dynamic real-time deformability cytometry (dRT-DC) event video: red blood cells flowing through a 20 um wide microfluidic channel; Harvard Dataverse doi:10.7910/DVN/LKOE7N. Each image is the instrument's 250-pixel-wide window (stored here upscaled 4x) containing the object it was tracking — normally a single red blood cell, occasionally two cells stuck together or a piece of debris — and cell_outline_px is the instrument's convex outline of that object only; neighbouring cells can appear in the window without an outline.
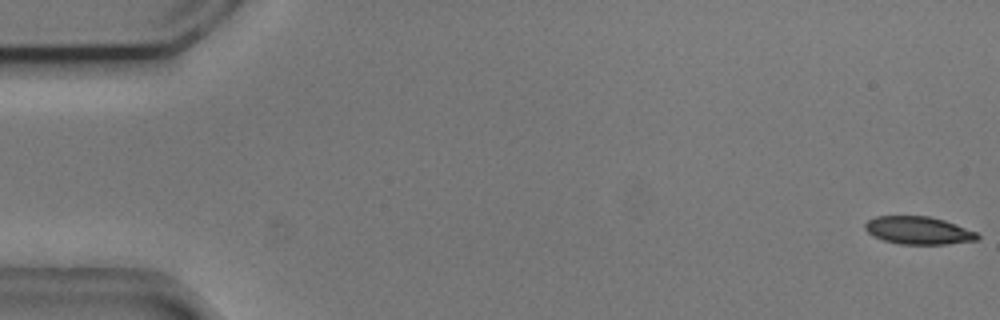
{"species": "common noctule bat (a hibernating species)", "species_latin": "Nyctalus noctula", "temperature_condition": "cold", "stored_images_in_passage": 14, "camera_frame_rate_fps": 3000, "um_per_image_px": 0.085, "animal": {"sex": "male", "body_mass_g": 20.5, "forearm_length_mm": 52.5}, "frame": {"image": 1, "passage_image": 1, "time_ms": 0.0, "image_size_px": [1000, 320], "cell_outline_px": [[980, 236], [976, 240], [948, 244], [900, 244], [884, 240], [872, 236], [864, 228], [864, 224], [868, 220], [876, 216], [928, 216], [944, 220], [956, 224], [976, 232]], "centroid_in_image_um": [78.04, 19.58], "position_along_channel_um": 7.0, "area_um2": 18.15}}
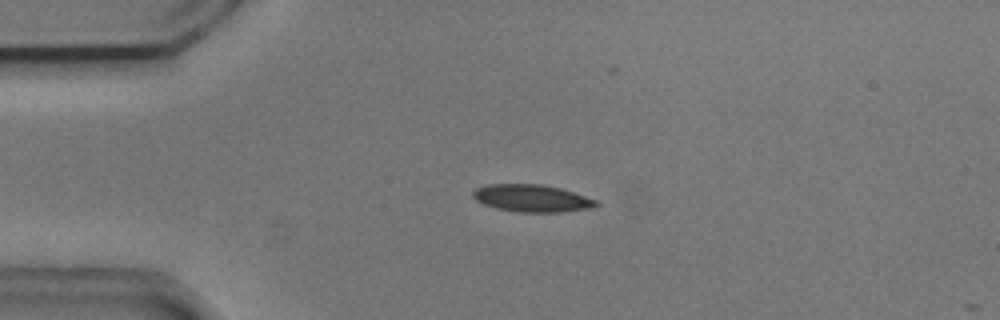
{"frame": {"image": 2, "passage_image": 13, "time_ms": 4.0, "image_size_px": [1000, 320], "cell_outline_px": [[600, 204], [592, 208], [564, 212], [516, 212], [496, 208], [484, 204], [476, 200], [472, 196], [472, 192], [476, 188], [488, 184], [540, 184], [560, 188], [596, 200]], "centroid_in_image_um": [45.2, 16.86], "position_along_channel_um": 39.8, "area_um2": 19.59}}